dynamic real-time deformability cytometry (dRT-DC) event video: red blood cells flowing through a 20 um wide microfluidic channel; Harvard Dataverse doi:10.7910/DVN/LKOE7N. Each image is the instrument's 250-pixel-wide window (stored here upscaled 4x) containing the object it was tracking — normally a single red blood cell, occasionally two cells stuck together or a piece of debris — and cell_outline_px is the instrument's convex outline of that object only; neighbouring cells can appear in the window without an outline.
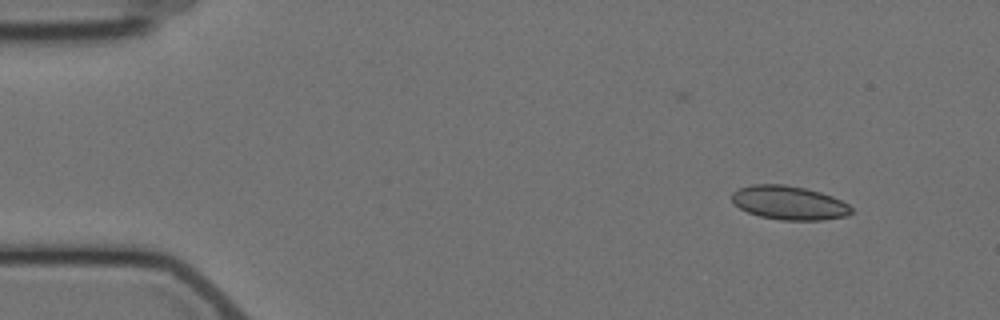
{"species": "Egyptian fruit bat (a non-hibernating species)", "species_latin": "Rousettus aegyptiacus", "temperature_condition": "cold", "stored_images_in_passage": 3, "camera_frame_rate_fps": 3000, "um_per_image_px": 0.085, "animal": {"sex": "female"}, "frame": {"image": 1, "passage_image": 1, "time_ms": 0.0, "image_size_px": [1000, 320], "cell_outline_px": [[852, 212], [848, 216], [820, 220], [780, 220], [760, 216], [748, 212], [732, 204], [732, 192], [740, 188], [752, 184], [784, 184], [808, 188], [832, 196], [848, 204], [852, 208]], "centroid_in_image_um": [67.06, 17.23], "position_along_channel_um": 17.9, "area_um2": 23.7}}